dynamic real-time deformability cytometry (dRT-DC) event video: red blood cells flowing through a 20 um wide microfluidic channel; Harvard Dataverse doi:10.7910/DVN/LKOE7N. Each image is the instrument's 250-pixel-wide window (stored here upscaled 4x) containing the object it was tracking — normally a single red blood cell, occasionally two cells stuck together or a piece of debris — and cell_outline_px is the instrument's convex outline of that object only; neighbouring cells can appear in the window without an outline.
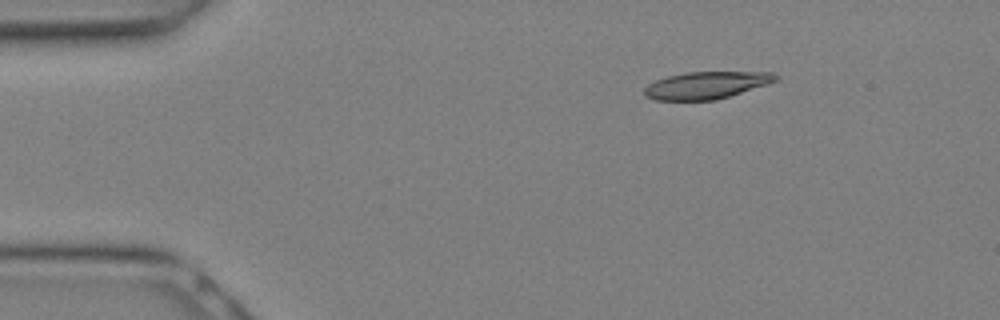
{"species": "Egyptian fruit bat (a non-hibernating species)", "species_latin": "Rousettus aegyptiacus", "temperature_condition": "warm", "stored_images_in_passage": 28, "camera_frame_rate_fps": 3000, "um_per_image_px": 0.085, "animal": {"sex": "female"}, "frame": {"image": 1, "passage_image": 5, "time_ms": 1.333, "image_size_px": [1000, 320], "cell_outline_px": [[780, 76], [776, 80], [768, 84], [716, 100], [652, 100], [644, 96], [644, 88], [648, 84], [656, 80], [668, 76], [688, 72], [772, 72]], "centroid_in_image_um": [60.02, 7.25], "position_along_channel_um": 25.0, "area_um2": 20.81}}
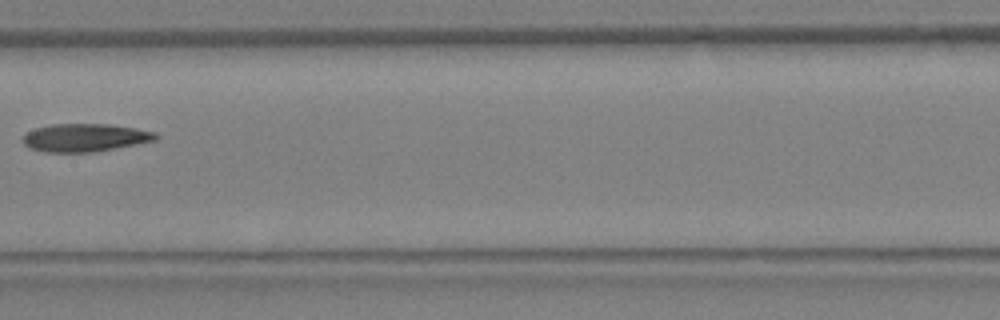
{"frame": {"image": 2, "passage_image": 15, "time_ms": 4.667, "image_size_px": [1000, 320], "cell_outline_px": [[160, 136], [156, 140], [136, 144], [92, 152], [44, 152], [28, 148], [20, 140], [24, 132], [36, 128], [52, 124], [108, 124], [136, 128], [156, 132]], "centroid_in_image_um": [7.17, 11.69], "position_along_channel_um": 200.2, "area_um2": 21.85}}
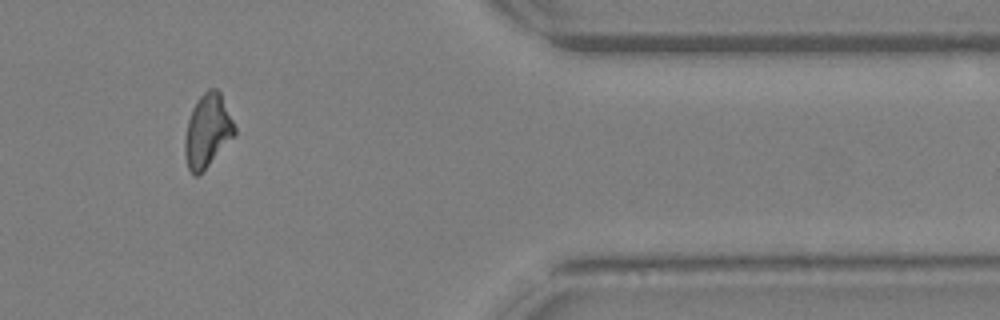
{"frame": {"image": 3, "passage_image": 24, "time_ms": 7.667, "image_size_px": [1000, 320], "cell_outline_px": [[236, 136], [196, 176], [192, 176], [188, 168], [184, 152], [184, 140], [188, 120], [192, 108], [196, 100], [208, 88], [216, 88], [220, 92], [236, 128]], "centroid_in_image_um": [17.63, 11.1], "position_along_channel_um": 393.8, "area_um2": 21.15}}